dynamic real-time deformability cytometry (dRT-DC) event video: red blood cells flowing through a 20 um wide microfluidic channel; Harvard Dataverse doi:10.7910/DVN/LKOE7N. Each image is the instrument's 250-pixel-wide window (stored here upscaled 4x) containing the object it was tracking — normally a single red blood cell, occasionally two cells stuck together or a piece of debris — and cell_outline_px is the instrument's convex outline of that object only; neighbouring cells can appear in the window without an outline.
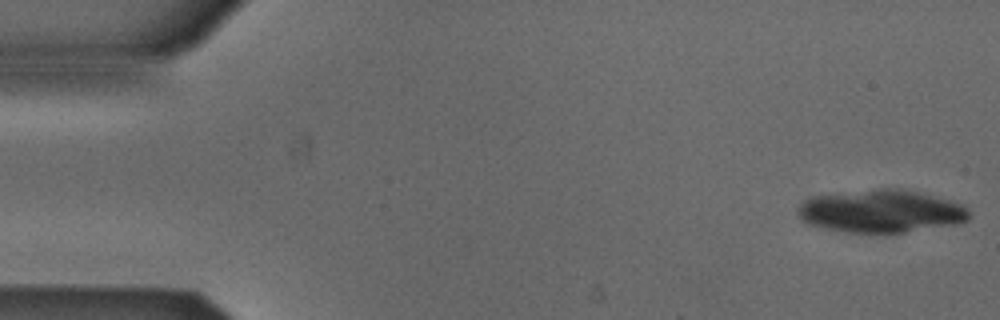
{"species": "Egyptian fruit bat (a non-hibernating species)", "species_latin": "Rousettus aegyptiacus", "temperature_condition": "cold", "stored_images_in_passage": 14, "camera_frame_rate_fps": 3000, "um_per_image_px": 0.085, "animal": {"sex": "male"}, "frame": {"image": 1, "passage_image": 1, "time_ms": 0.0, "image_size_px": [1000, 320], "cell_outline_px": [[972, 216], [968, 220], [956, 224], [904, 232], [848, 232], [824, 228], [812, 224], [804, 220], [800, 216], [800, 204], [804, 200], [816, 196], [880, 188], [904, 188], [952, 200], [964, 204], [968, 208]], "centroid_in_image_um": [75.02, 17.94], "position_along_channel_um": 10.0, "area_um2": 42.43}}